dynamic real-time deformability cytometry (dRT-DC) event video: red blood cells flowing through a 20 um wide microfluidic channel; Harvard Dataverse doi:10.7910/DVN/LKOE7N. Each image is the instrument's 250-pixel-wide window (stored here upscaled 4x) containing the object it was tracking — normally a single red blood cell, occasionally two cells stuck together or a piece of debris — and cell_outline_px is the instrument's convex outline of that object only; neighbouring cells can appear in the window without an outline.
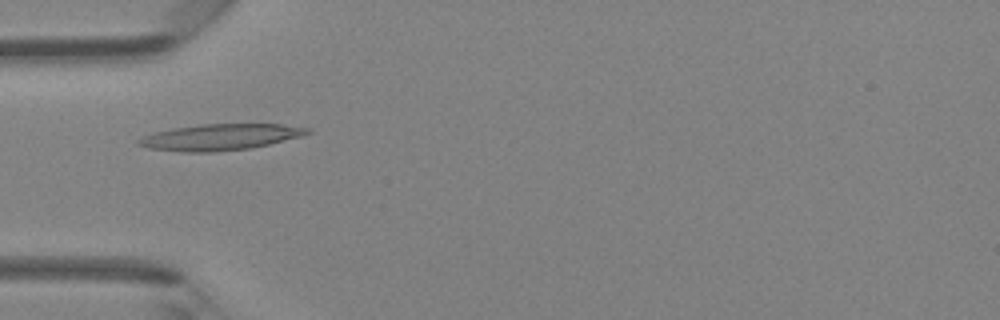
{"species": "Egyptian fruit bat (a non-hibernating species)", "species_latin": "Rousettus aegyptiacus", "temperature_condition": "room temperature", "stored_images_in_passage": 47, "camera_frame_rate_fps": 3000, "um_per_image_px": 0.085, "animal": {"sex": "female"}, "frame": {"image": 1, "passage_image": 15, "time_ms": 4.667, "image_size_px": [1000, 320], "cell_outline_px": [[312, 132], [304, 136], [252, 148], [212, 152], [184, 152], [148, 148], [136, 144], [136, 140], [152, 132], [200, 124], [280, 124], [312, 128]], "centroid_in_image_um": [18.75, 11.65], "position_along_channel_um": 66.2, "area_um2": 25.95}}
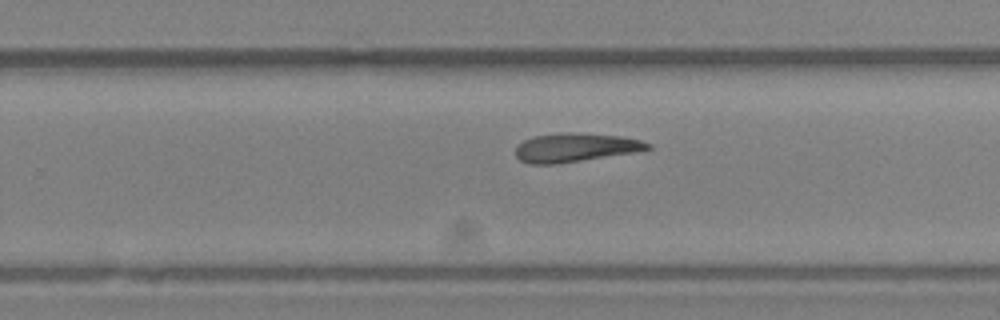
{"frame": {"image": 2, "passage_image": 30, "time_ms": 9.667, "image_size_px": [1000, 320], "cell_outline_px": [[652, 148], [636, 152], [556, 164], [528, 164], [520, 160], [516, 156], [516, 148], [524, 140], [532, 136], [560, 132], [572, 132], [620, 136], [640, 140], [652, 144]], "centroid_in_image_um": [48.9, 12.53], "position_along_channel_um": 280.9, "area_um2": 22.2}}
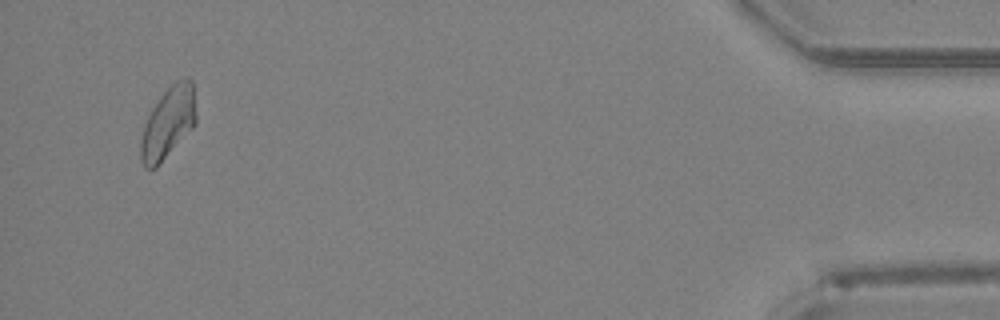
{"frame": {"image": 3, "passage_image": 45, "time_ms": 14.667, "image_size_px": [1000, 320], "cell_outline_px": [[196, 124], [156, 168], [144, 168], [140, 160], [140, 140], [144, 124], [152, 108], [160, 96], [176, 80], [188, 76], [192, 80], [196, 112]], "centroid_in_image_um": [14.28, 10.43], "position_along_channel_um": 420.9, "area_um2": 23.12}, "authors_computed_cell_mechanics": {"area_um2": 23.12, "velocity_mm_per_s": 4.313, "shape_relaxation_time_tau1_ms": 8.5546, "shape_relaxation_time_tau2_ms": null, "deformation_change_tau1": 0.2127, "deformation_change_tau2": null}}